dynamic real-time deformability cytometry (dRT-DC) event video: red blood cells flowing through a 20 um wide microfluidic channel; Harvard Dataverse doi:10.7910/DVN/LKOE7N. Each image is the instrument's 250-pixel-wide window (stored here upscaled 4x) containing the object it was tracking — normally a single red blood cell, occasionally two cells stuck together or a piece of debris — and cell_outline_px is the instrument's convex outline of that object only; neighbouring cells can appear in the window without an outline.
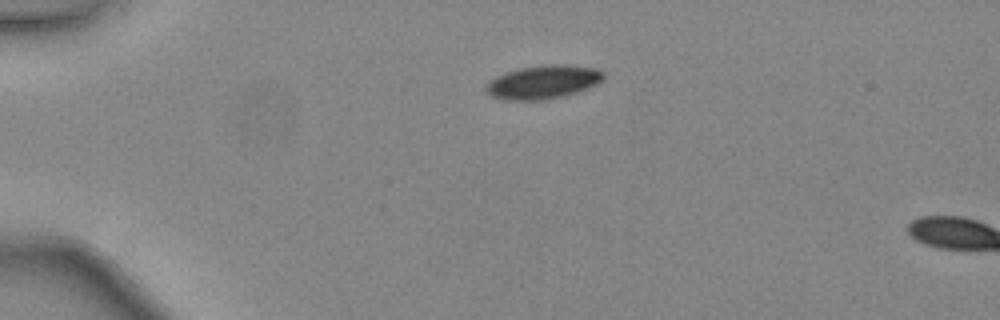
{"species": "common noctule bat (a hibernating species)", "species_latin": "Nyctalus noctula", "temperature_condition": "warm", "stored_images_in_passage": 3, "camera_frame_rate_fps": 3000, "um_per_image_px": 0.085, "animal": {"sex": "female", "body_mass_g": 24.6, "forearm_length_mm": 56.2}, "frame": {"image": 1, "passage_image": 1, "time_ms": 0.0, "image_size_px": [1000, 320], "cell_outline_px": [[604, 76], [596, 84], [576, 92], [560, 96], [540, 100], [504, 100], [492, 96], [484, 88], [496, 76], [520, 68], [544, 64], [564, 64], [596, 68], [604, 72]], "centroid_in_image_um": [46.16, 6.96], "position_along_channel_um": 38.8, "area_um2": 22.6}}